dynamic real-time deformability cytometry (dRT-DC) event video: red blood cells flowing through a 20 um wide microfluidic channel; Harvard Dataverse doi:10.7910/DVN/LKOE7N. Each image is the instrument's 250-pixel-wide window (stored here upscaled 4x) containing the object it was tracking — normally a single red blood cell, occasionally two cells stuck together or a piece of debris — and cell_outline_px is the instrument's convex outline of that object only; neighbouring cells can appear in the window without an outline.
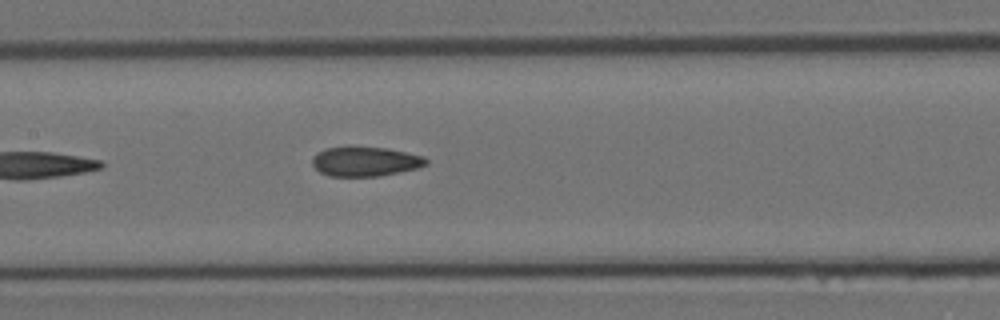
{"species": "Egyptian fruit bat (a non-hibernating species)", "species_latin": "Rousettus aegyptiacus", "temperature_condition": "room temperature", "stored_images_in_passage": 13, "camera_frame_rate_fps": 3000, "um_per_image_px": 0.085, "animal": {"sex": "female"}, "frame": {"image": 1, "passage_image": 13, "time_ms": 4.0, "image_size_px": [1000, 320], "cell_outline_px": [[428, 164], [416, 168], [400, 172], [380, 176], [328, 176], [320, 172], [312, 164], [312, 156], [316, 152], [324, 148], [352, 144], [388, 148], [424, 156], [428, 160]], "centroid_in_image_um": [31.0, 13.68], "position_along_channel_um": 176.4, "area_um2": 20.35}}